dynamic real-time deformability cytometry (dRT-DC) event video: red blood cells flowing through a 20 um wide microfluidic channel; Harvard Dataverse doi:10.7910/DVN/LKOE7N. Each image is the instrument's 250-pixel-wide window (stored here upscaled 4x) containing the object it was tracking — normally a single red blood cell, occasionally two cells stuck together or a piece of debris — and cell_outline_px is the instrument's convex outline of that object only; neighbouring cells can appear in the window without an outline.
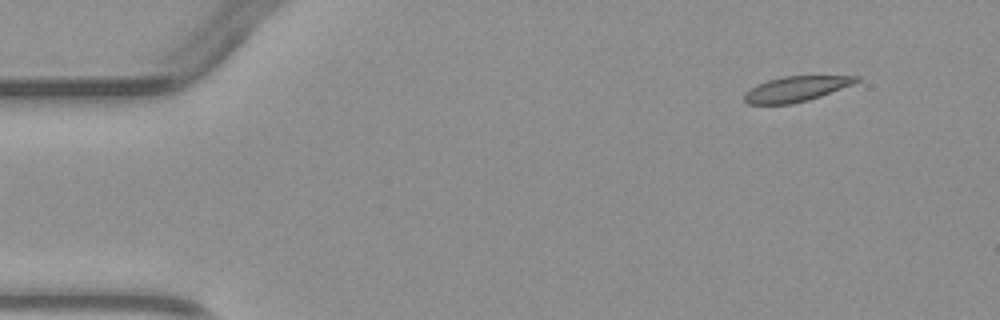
{"species": "common noctule bat (a hibernating species)", "species_latin": "Nyctalus noctula", "temperature_condition": "warm", "stored_images_in_passage": 5, "camera_frame_rate_fps": 3000, "um_per_image_px": 0.085, "animal": {"sex": "male", "body_mass_g": 23.1, "forearm_length_mm": 52.7}, "frame": {"image": 1, "passage_image": 1, "time_ms": 0.0, "image_size_px": [1000, 320], "cell_outline_px": [[860, 80], [852, 84], [820, 96], [808, 100], [792, 104], [748, 104], [744, 100], [744, 92], [756, 84], [768, 80], [784, 76], [860, 76]], "centroid_in_image_um": [67.61, 7.56], "position_along_channel_um": 17.4, "area_um2": 16.36}}
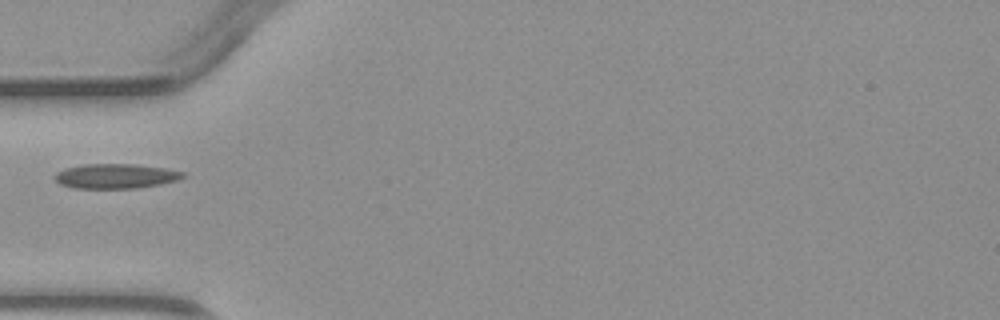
{"frame": {"image": 2, "passage_image": 4, "time_ms": 3.667, "image_size_px": [1000, 320], "cell_outline_px": [[188, 176], [176, 180], [160, 184], [136, 188], [72, 188], [60, 184], [52, 176], [56, 172], [64, 168], [84, 164], [136, 164], [164, 168], [184, 172]], "centroid_in_image_um": [9.81, 14.96], "position_along_channel_um": 75.2, "area_um2": 18.55}}
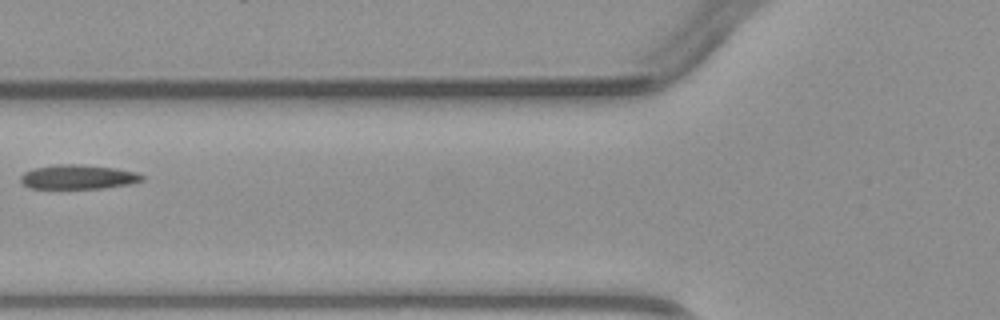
{"frame": {"image": 3, "passage_image": 5, "time_ms": 4.667, "image_size_px": [1000, 320], "cell_outline_px": [[144, 180], [132, 184], [104, 188], [28, 188], [20, 184], [20, 176], [24, 172], [36, 168], [56, 164], [76, 164], [116, 168], [136, 172], [144, 176]], "centroid_in_image_um": [6.64, 15.05], "position_along_channel_um": 119.2, "area_um2": 17.34}}